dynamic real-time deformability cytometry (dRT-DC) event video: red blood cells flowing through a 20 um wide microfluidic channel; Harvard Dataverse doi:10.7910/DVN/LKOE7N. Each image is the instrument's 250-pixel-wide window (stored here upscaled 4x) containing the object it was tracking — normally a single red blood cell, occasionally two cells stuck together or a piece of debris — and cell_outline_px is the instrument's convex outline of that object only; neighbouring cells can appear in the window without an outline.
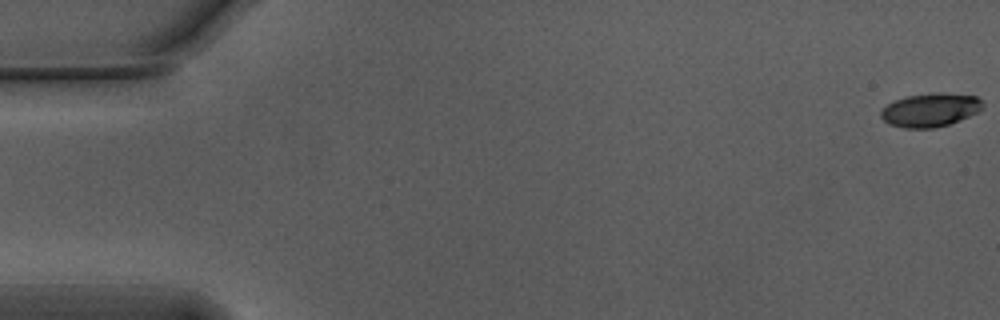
{"species": "Egyptian fruit bat (a non-hibernating species)", "species_latin": "Rousettus aegyptiacus", "temperature_condition": "warm", "stored_images_in_passage": 5, "camera_frame_rate_fps": 3000, "um_per_image_px": 0.085, "animal": {"sex": "male"}, "frame": {"image": 1, "passage_image": 1, "time_ms": 0.0, "image_size_px": [1000, 320], "cell_outline_px": [[984, 108], [960, 120], [936, 128], [904, 128], [892, 124], [884, 120], [880, 116], [880, 112], [888, 104], [896, 100], [908, 96], [936, 92], [976, 96], [984, 104]], "centroid_in_image_um": [79.09, 9.35], "position_along_channel_um": 5.9, "area_um2": 19.65}}